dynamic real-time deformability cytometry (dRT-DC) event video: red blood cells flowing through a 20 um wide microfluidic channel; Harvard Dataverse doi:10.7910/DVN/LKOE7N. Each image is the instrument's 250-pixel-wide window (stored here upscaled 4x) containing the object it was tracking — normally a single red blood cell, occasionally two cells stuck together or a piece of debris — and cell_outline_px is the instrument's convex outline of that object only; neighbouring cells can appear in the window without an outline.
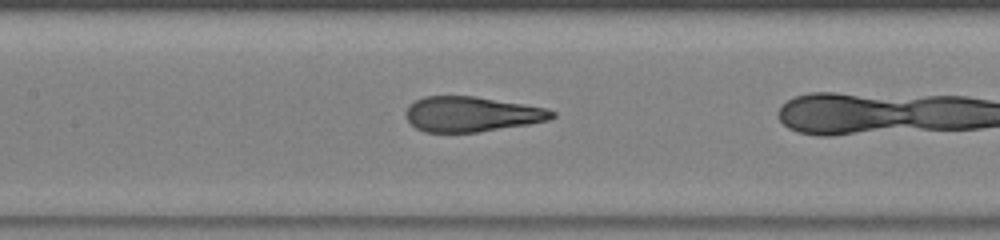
{"species": "human", "species_latin": "Homo sapiens", "temperature_condition": "warm", "stored_images_in_passage": 20, "camera_frame_rate_fps": 3000, "um_per_image_px": 0.085, "donor": {"sex": "male"}, "frame": {"image": 1, "passage_image": 5, "time_ms": 1.333, "image_size_px": [1000, 240], "cell_outline_px": [[556, 116], [548, 120], [528, 124], [476, 132], [424, 132], [416, 128], [408, 120], [404, 112], [408, 104], [424, 96], [476, 96], [548, 108], [556, 112]], "centroid_in_image_um": [40.08, 9.69], "position_along_channel_um": 167.3, "area_um2": 30.0}}
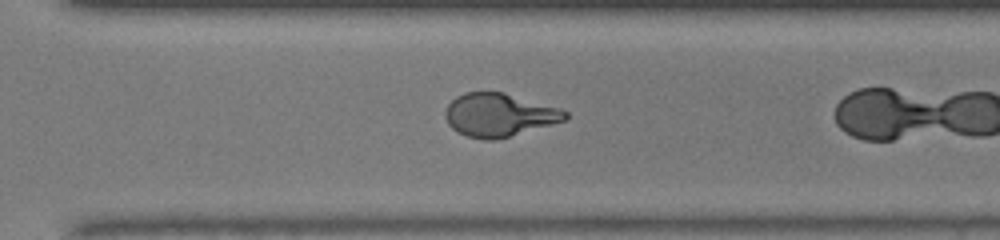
{"frame": {"image": 2, "passage_image": 16, "time_ms": 5.0, "image_size_px": [1000, 240], "cell_outline_px": [[568, 120], [496, 140], [484, 140], [468, 136], [452, 128], [448, 124], [444, 116], [444, 112], [448, 104], [456, 96], [464, 92], [504, 92], [560, 108], [568, 112]], "centroid_in_image_um": [42.44, 9.77], "position_along_channel_um": 328.2, "area_um2": 30.35}}
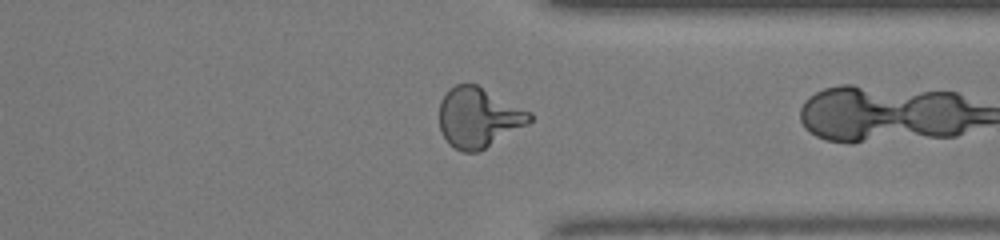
{"frame": {"image": 3, "passage_image": 19, "time_ms": 6.0, "image_size_px": [1000, 240], "cell_outline_px": [[532, 120], [528, 124], [484, 148], [476, 152], [464, 152], [448, 144], [440, 132], [440, 100], [448, 88], [456, 84], [476, 84], [532, 112]], "centroid_in_image_um": [40.65, 9.97], "position_along_channel_um": 370.7, "area_um2": 31.5}}